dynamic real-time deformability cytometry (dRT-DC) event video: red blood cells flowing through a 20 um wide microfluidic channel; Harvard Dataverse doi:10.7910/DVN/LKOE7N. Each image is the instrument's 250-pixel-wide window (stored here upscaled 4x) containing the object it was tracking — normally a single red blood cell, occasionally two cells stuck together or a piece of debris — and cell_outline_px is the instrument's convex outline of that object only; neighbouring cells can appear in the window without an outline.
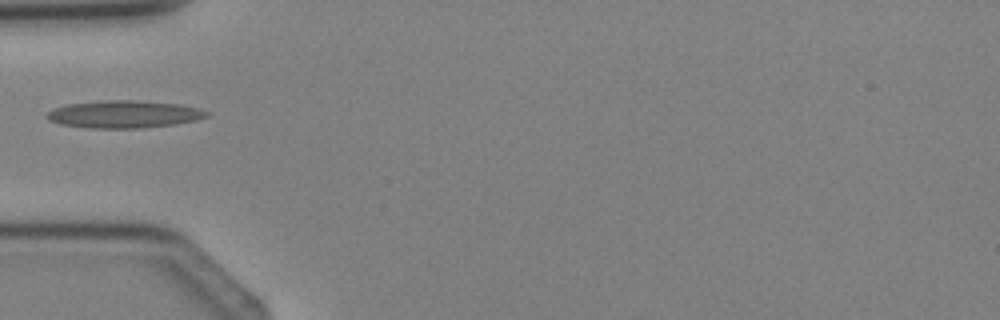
{"species": "Egyptian fruit bat (a non-hibernating species)", "species_latin": "Rousettus aegyptiacus", "temperature_condition": "cold", "stored_images_in_passage": 3, "camera_frame_rate_fps": 3000, "um_per_image_px": 0.085, "animal": {"sex": "female"}, "frame": {"image": 1, "passage_image": 3, "time_ms": 2.333, "image_size_px": [1000, 320], "cell_outline_px": [[212, 112], [208, 116], [196, 120], [176, 124], [140, 128], [88, 128], [60, 124], [48, 120], [44, 116], [52, 108], [68, 104], [108, 100], [136, 100], [180, 104], [200, 108]], "centroid_in_image_um": [10.56, 9.71], "position_along_channel_um": 74.4, "area_um2": 25.78}}